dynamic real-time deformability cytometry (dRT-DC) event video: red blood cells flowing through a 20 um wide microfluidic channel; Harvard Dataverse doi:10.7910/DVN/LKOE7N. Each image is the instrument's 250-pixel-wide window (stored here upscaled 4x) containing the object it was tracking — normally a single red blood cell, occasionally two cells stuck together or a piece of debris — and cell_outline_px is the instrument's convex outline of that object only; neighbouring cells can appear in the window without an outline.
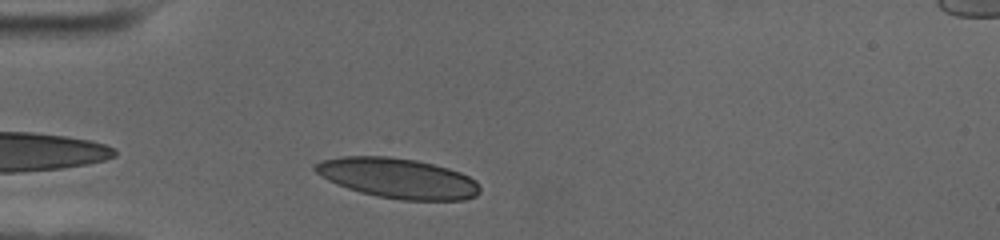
{"species": "human", "species_latin": "Homo sapiens", "temperature_condition": "cold", "stored_images_in_passage": 34, "camera_frame_rate_fps": 3000, "um_per_image_px": 0.085, "donor": {"sex": "female"}, "frame": {"image": 1, "passage_image": 3, "time_ms": 0.667, "image_size_px": [1000, 240], "cell_outline_px": [[476, 192], [472, 196], [456, 200], [412, 200], [384, 196], [364, 192], [340, 184], [332, 180], [320, 172], [316, 168], [320, 164], [328, 160], [360, 156], [368, 156], [408, 160], [428, 164], [444, 168], [456, 172], [472, 180], [476, 184]], "centroid_in_image_um": [33.87, 15.17], "position_along_channel_um": 51.1, "area_um2": 35.14}}
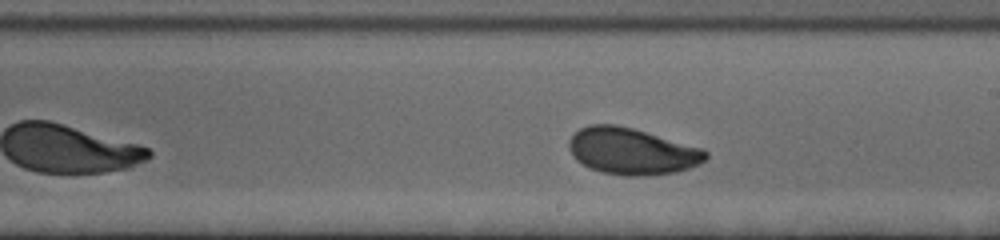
{"frame": {"image": 2, "passage_image": 20, "time_ms": 6.333, "image_size_px": [1000, 240], "cell_outline_px": [[704, 156], [700, 160], [684, 168], [664, 172], [608, 172], [584, 164], [572, 152], [572, 136], [576, 132], [584, 128], [628, 128], [692, 148], [704, 152]], "centroid_in_image_um": [53.61, 12.85], "position_along_channel_um": 235.4, "area_um2": 31.62}}
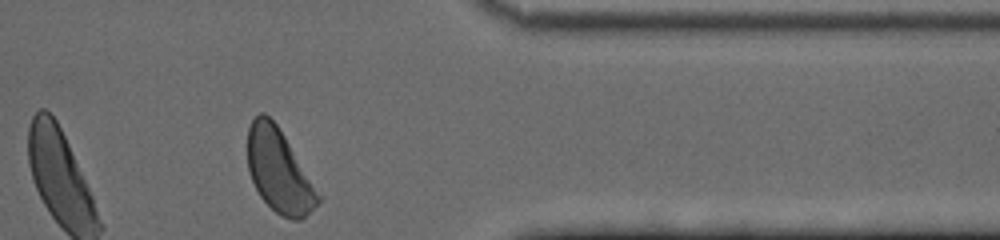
{"frame": {"image": 3, "passage_image": 34, "time_ms": 11.0, "image_size_px": [1000, 240], "cell_outline_px": [[316, 200], [300, 216], [284, 216], [276, 212], [264, 200], [256, 188], [252, 180], [248, 164], [248, 132], [252, 120], [256, 116], [268, 116], [276, 124], [308, 184]], "centroid_in_image_um": [23.51, 14.44], "position_along_channel_um": 387.9, "area_um2": 30.0}, "authors_computed_cell_mechanics": {"area_um2": 32.4547, "velocity_mm_per_s": 3.5189, "shape_relaxation_time_tau1_ms": 3.4779, "shape_relaxation_time_tau2_ms": 1.164, "deformation_change_tau1": 0.155, "deformation_change_tau2": 0.0666}}